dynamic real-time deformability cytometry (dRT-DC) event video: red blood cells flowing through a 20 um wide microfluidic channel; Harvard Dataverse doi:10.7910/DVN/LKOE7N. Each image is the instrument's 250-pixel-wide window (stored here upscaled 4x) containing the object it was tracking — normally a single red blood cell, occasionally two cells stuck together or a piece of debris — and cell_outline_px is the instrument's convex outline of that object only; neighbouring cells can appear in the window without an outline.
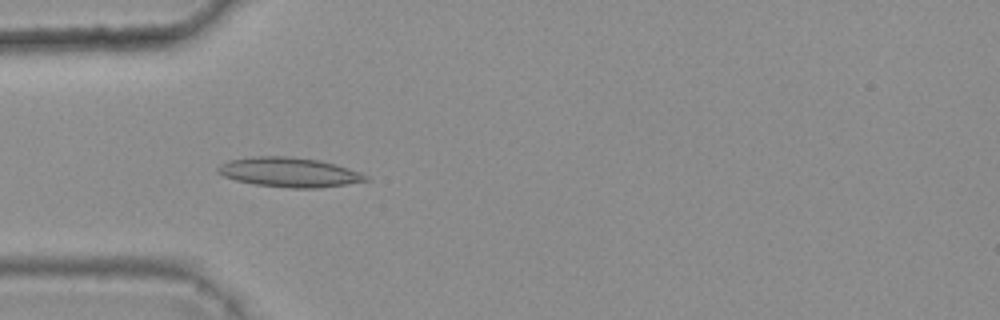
{"species": "common noctule bat (a hibernating species)", "species_latin": "Nyctalus noctula", "temperature_condition": "warm", "stored_images_in_passage": 5, "camera_frame_rate_fps": 3000, "um_per_image_px": 0.085, "animal": {"sex": "female", "body_mass_g": 25.1}, "frame": {"image": 1, "passage_image": 5, "time_ms": 1.333, "image_size_px": [1000, 320], "cell_outline_px": [[368, 180], [320, 188], [292, 188], [256, 184], [236, 180], [224, 176], [216, 172], [216, 168], [220, 164], [228, 160], [252, 156], [288, 156], [320, 160], [336, 164], [360, 172], [368, 176]], "centroid_in_image_um": [24.55, 14.63], "position_along_channel_um": 60.4, "area_um2": 25.43}}